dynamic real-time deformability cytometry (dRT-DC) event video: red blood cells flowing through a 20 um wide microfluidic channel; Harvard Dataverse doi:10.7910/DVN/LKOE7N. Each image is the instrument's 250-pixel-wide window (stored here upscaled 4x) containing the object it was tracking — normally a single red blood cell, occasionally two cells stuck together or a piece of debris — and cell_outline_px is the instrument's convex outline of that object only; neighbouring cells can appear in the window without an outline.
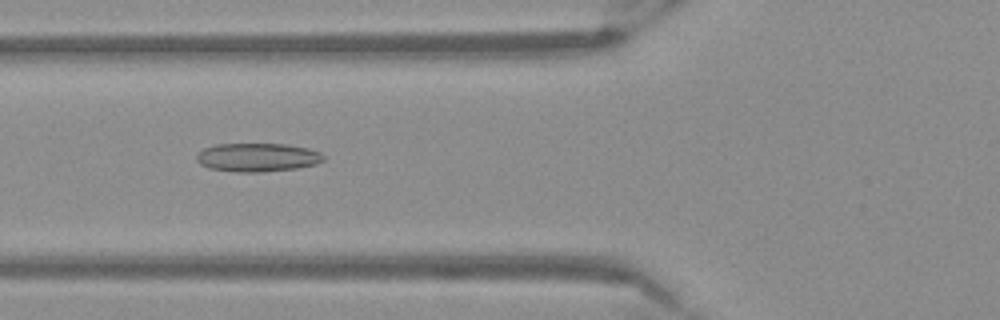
{"species": "Egyptian fruit bat (a non-hibernating species)", "species_latin": "Rousettus aegyptiacus", "temperature_condition": "warm", "stored_images_in_passage": 39, "camera_frame_rate_fps": 3000, "um_per_image_px": 0.085, "frame": {"image": 1, "passage_image": 7, "time_ms": 2.0, "image_size_px": [1000, 320], "cell_outline_px": [[324, 160], [316, 164], [296, 168], [260, 172], [236, 172], [208, 168], [200, 164], [196, 160], [196, 156], [204, 148], [216, 144], [288, 144], [308, 148], [320, 152], [324, 156]], "centroid_in_image_um": [21.88, 13.37], "position_along_channel_um": 103.9, "area_um2": 21.15}}
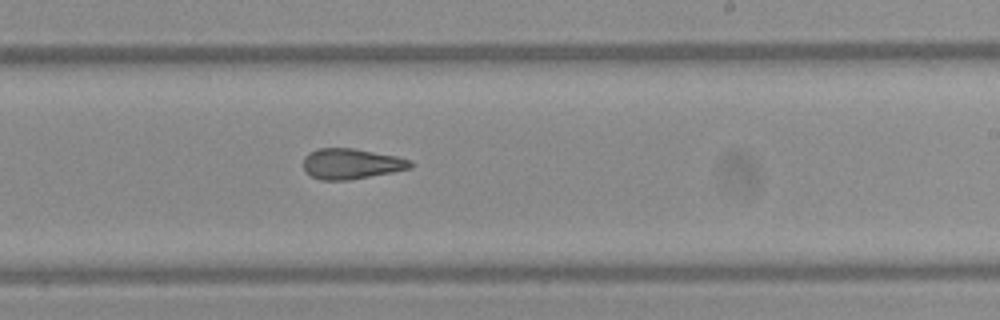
{"frame": {"image": 2, "passage_image": 19, "time_ms": 6.0, "image_size_px": [1000, 320], "cell_outline_px": [[412, 168], [392, 172], [348, 180], [320, 180], [304, 172], [304, 156], [308, 152], [316, 148], [352, 148], [396, 156], [412, 160]], "centroid_in_image_um": [29.83, 13.92], "position_along_channel_um": 259.2, "area_um2": 19.07}}
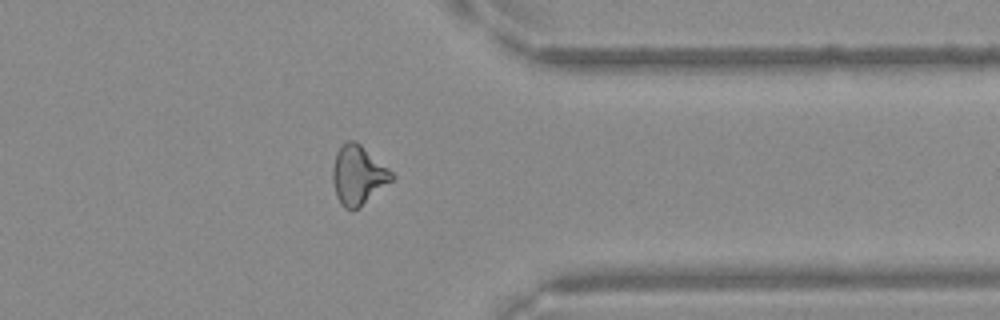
{"frame": {"image": 3, "passage_image": 29, "time_ms": 9.333, "image_size_px": [1000, 320], "cell_outline_px": [[396, 176], [392, 180], [360, 208], [352, 212], [344, 208], [340, 204], [336, 196], [332, 180], [332, 168], [336, 152], [340, 144], [344, 140], [356, 140], [392, 172]], "centroid_in_image_um": [30.4, 14.9], "position_along_channel_um": 381.0, "area_um2": 20.69}}